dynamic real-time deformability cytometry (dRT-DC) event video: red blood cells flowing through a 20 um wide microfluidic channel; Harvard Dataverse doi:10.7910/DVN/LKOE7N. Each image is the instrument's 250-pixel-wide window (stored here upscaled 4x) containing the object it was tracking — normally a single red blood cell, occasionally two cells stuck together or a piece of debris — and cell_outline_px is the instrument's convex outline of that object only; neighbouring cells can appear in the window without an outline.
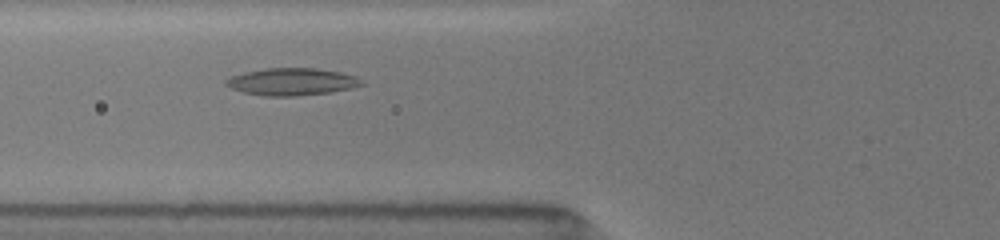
{"species": "common noctule bat (a hibernating species)", "species_latin": "Nyctalus noctula", "temperature_condition": "room temperature", "stored_images_in_passage": 34, "camera_frame_rate_fps": 3000, "um_per_image_px": 0.085, "animal": {"sex": "female", "body_mass_g": 19.5, "forearm_length_mm": 54.1}, "frame": {"image": 1, "passage_image": 3, "time_ms": 0.667, "image_size_px": [1000, 240], "cell_outline_px": [[360, 84], [348, 88], [328, 92], [296, 96], [264, 96], [244, 92], [232, 88], [224, 84], [224, 80], [232, 76], [248, 72], [268, 68], [312, 68], [336, 72], [352, 76], [360, 80]], "centroid_in_image_um": [24.69, 6.95], "position_along_channel_um": 101.1, "area_um2": 20.75}}
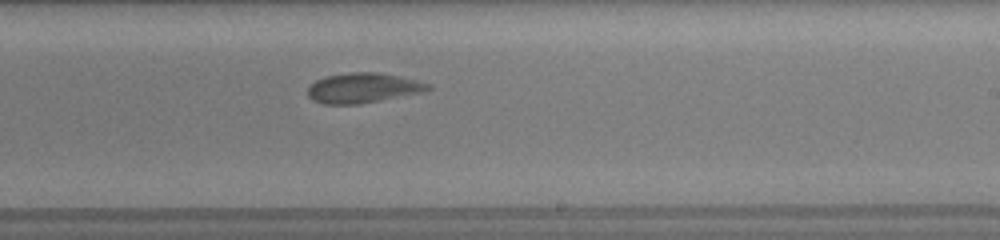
{"frame": {"image": 2, "passage_image": 15, "time_ms": 4.667, "image_size_px": [1000, 240], "cell_outline_px": [[432, 88], [420, 92], [360, 104], [320, 104], [312, 100], [308, 96], [308, 88], [316, 80], [328, 76], [352, 72], [376, 72], [396, 76], [428, 84]], "centroid_in_image_um": [30.77, 7.49], "position_along_channel_um": 258.2, "area_um2": 20.46}}
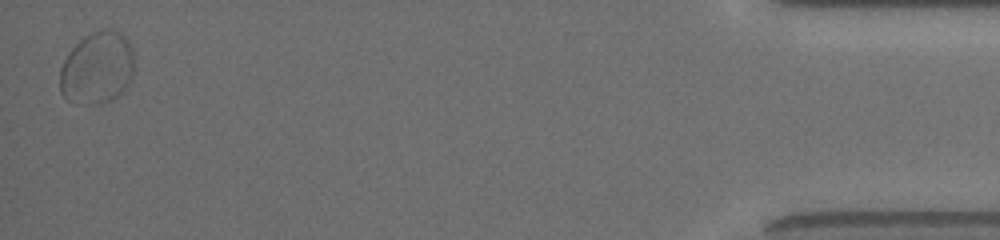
{"frame": {"image": 3, "passage_image": 34, "time_ms": 11.0, "image_size_px": [1000, 240], "cell_outline_px": [[132, 72], [124, 88], [112, 100], [96, 104], [80, 104], [64, 96], [60, 92], [60, 68], [68, 52], [84, 36], [108, 28], [124, 36], [128, 40], [132, 48]], "centroid_in_image_um": [8.22, 5.78], "position_along_channel_um": 427.0, "area_um2": 30.69}}